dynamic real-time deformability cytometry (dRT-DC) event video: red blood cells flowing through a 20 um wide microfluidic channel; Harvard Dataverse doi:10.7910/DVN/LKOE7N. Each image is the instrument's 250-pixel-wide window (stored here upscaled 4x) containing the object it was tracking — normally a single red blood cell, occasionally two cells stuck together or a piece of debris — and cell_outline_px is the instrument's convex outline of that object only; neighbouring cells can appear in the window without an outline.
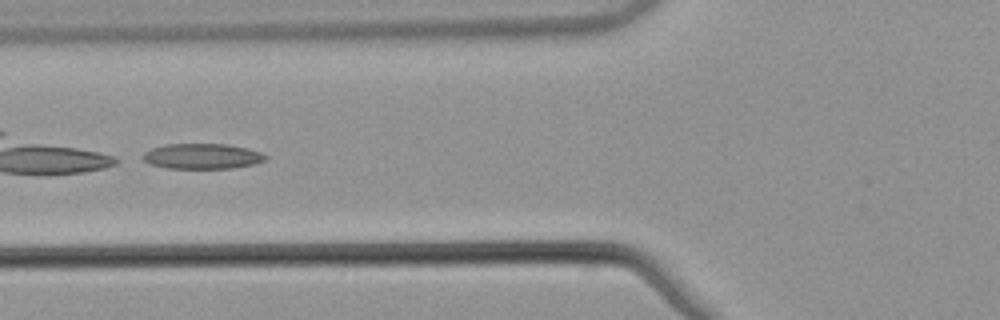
{"species": "common noctule bat (a hibernating species)", "species_latin": "Nyctalus noctula", "temperature_condition": "warm", "stored_images_in_passage": 46, "camera_frame_rate_fps": 3000, "um_per_image_px": 0.085, "animal": {"sex": "male", "body_mass_g": 21.5, "forearm_length_mm": 52.0}, "frame": {"image": 1, "passage_image": 20, "time_ms": 6.333, "image_size_px": [1000, 320], "cell_outline_px": [[268, 156], [264, 160], [252, 164], [228, 168], [168, 168], [148, 164], [144, 160], [144, 152], [152, 148], [168, 144], [228, 144], [248, 148], [260, 152]], "centroid_in_image_um": [17.18, 13.27], "position_along_channel_um": 108.6, "area_um2": 17.92}, "authors_computed_cell_mechanics": {"area_um2": 19.5653, "velocity_mm_per_s": 3.8639, "shape_relaxation_time_tau1_ms": 0.4438, "shape_relaxation_time_tau2_ms": null, "deformation_change_tau1": 0.1954, "deformation_change_tau2": null}}